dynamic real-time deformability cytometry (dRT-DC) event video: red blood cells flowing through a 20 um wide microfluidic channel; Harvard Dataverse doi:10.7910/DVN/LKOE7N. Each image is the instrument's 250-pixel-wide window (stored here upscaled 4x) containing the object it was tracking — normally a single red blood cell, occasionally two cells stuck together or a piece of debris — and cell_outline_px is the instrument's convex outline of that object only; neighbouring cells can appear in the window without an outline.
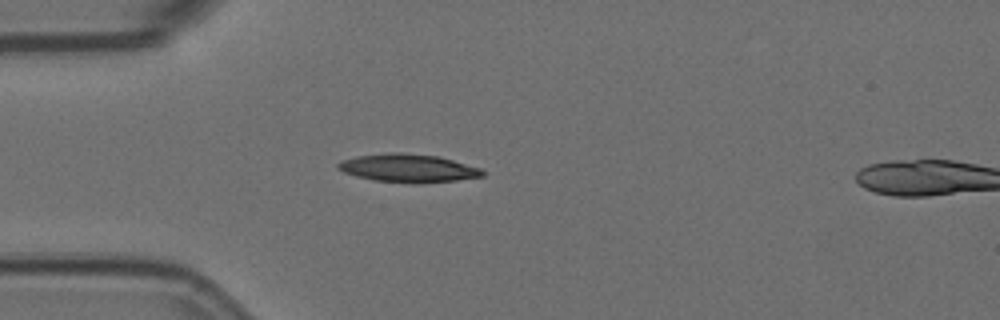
{"species": "Egyptian fruit bat (a non-hibernating species)", "species_latin": "Rousettus aegyptiacus", "temperature_condition": "room temperature", "stored_images_in_passage": 14, "camera_frame_rate_fps": 3000, "um_per_image_px": 0.085, "animal": {"sex": "female"}, "frame": {"image": 1, "passage_image": 12, "time_ms": 3.667, "image_size_px": [1000, 320], "cell_outline_px": [[484, 176], [456, 180], [416, 184], [376, 180], [356, 176], [344, 172], [336, 168], [336, 164], [340, 160], [356, 156], [392, 152], [400, 152], [436, 156], [452, 160], [480, 168], [484, 172]], "centroid_in_image_um": [34.65, 14.29], "position_along_channel_um": 50.4, "area_um2": 23.64}}